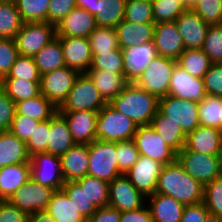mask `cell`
Returning <instances> with one entry per match:
<instances>
[{"label":"cell","instance_id":"6da1fadb","mask_svg":"<svg viewBox=\"0 0 222 222\" xmlns=\"http://www.w3.org/2000/svg\"><path fill=\"white\" fill-rule=\"evenodd\" d=\"M156 193L171 196L185 206L204 200V186L185 172L177 160L163 166Z\"/></svg>","mask_w":222,"mask_h":222},{"label":"cell","instance_id":"7a4b0ae2","mask_svg":"<svg viewBox=\"0 0 222 222\" xmlns=\"http://www.w3.org/2000/svg\"><path fill=\"white\" fill-rule=\"evenodd\" d=\"M109 104L141 126L151 124L158 112L159 98L141 89L135 83H129Z\"/></svg>","mask_w":222,"mask_h":222},{"label":"cell","instance_id":"3957f363","mask_svg":"<svg viewBox=\"0 0 222 222\" xmlns=\"http://www.w3.org/2000/svg\"><path fill=\"white\" fill-rule=\"evenodd\" d=\"M138 125L107 103L96 120V139L105 142H121L134 138Z\"/></svg>","mask_w":222,"mask_h":222},{"label":"cell","instance_id":"277c9868","mask_svg":"<svg viewBox=\"0 0 222 222\" xmlns=\"http://www.w3.org/2000/svg\"><path fill=\"white\" fill-rule=\"evenodd\" d=\"M107 102L103 99L87 73L79 74L67 98L58 107V112L95 111L99 112Z\"/></svg>","mask_w":222,"mask_h":222},{"label":"cell","instance_id":"5b68a950","mask_svg":"<svg viewBox=\"0 0 222 222\" xmlns=\"http://www.w3.org/2000/svg\"><path fill=\"white\" fill-rule=\"evenodd\" d=\"M176 160L185 172L203 186L220 177L222 155H206L184 147L177 153Z\"/></svg>","mask_w":222,"mask_h":222},{"label":"cell","instance_id":"8992f818","mask_svg":"<svg viewBox=\"0 0 222 222\" xmlns=\"http://www.w3.org/2000/svg\"><path fill=\"white\" fill-rule=\"evenodd\" d=\"M89 146L88 175L108 183L121 176L118 169L116 142L94 140Z\"/></svg>","mask_w":222,"mask_h":222},{"label":"cell","instance_id":"52a82bcc","mask_svg":"<svg viewBox=\"0 0 222 222\" xmlns=\"http://www.w3.org/2000/svg\"><path fill=\"white\" fill-rule=\"evenodd\" d=\"M175 64V59L157 55L135 84L158 98L165 97L168 95Z\"/></svg>","mask_w":222,"mask_h":222},{"label":"cell","instance_id":"ba28073f","mask_svg":"<svg viewBox=\"0 0 222 222\" xmlns=\"http://www.w3.org/2000/svg\"><path fill=\"white\" fill-rule=\"evenodd\" d=\"M56 25L48 22L24 23L15 42L21 56L34 57L45 45L56 38Z\"/></svg>","mask_w":222,"mask_h":222},{"label":"cell","instance_id":"9c48e42d","mask_svg":"<svg viewBox=\"0 0 222 222\" xmlns=\"http://www.w3.org/2000/svg\"><path fill=\"white\" fill-rule=\"evenodd\" d=\"M133 140L140 155L158 161L164 166L176 161L177 153L165 144L150 124L138 126Z\"/></svg>","mask_w":222,"mask_h":222},{"label":"cell","instance_id":"30bf717a","mask_svg":"<svg viewBox=\"0 0 222 222\" xmlns=\"http://www.w3.org/2000/svg\"><path fill=\"white\" fill-rule=\"evenodd\" d=\"M158 110L169 120L179 124L186 135L200 125L198 102L167 95L159 98Z\"/></svg>","mask_w":222,"mask_h":222},{"label":"cell","instance_id":"8fae6325","mask_svg":"<svg viewBox=\"0 0 222 222\" xmlns=\"http://www.w3.org/2000/svg\"><path fill=\"white\" fill-rule=\"evenodd\" d=\"M55 191V189L43 186L30 178L7 201L30 215L46 210Z\"/></svg>","mask_w":222,"mask_h":222},{"label":"cell","instance_id":"7c38bea8","mask_svg":"<svg viewBox=\"0 0 222 222\" xmlns=\"http://www.w3.org/2000/svg\"><path fill=\"white\" fill-rule=\"evenodd\" d=\"M79 74L65 66L41 75L40 92L58 108L67 98Z\"/></svg>","mask_w":222,"mask_h":222},{"label":"cell","instance_id":"4fadbf2b","mask_svg":"<svg viewBox=\"0 0 222 222\" xmlns=\"http://www.w3.org/2000/svg\"><path fill=\"white\" fill-rule=\"evenodd\" d=\"M31 179L43 186L60 190L65 181L62 174L60 156L47 152L30 157Z\"/></svg>","mask_w":222,"mask_h":222},{"label":"cell","instance_id":"5bb4252c","mask_svg":"<svg viewBox=\"0 0 222 222\" xmlns=\"http://www.w3.org/2000/svg\"><path fill=\"white\" fill-rule=\"evenodd\" d=\"M146 205V196L138 191L125 175L109 182L108 206L120 212L141 209Z\"/></svg>","mask_w":222,"mask_h":222},{"label":"cell","instance_id":"9a60e30c","mask_svg":"<svg viewBox=\"0 0 222 222\" xmlns=\"http://www.w3.org/2000/svg\"><path fill=\"white\" fill-rule=\"evenodd\" d=\"M163 166L158 161L140 155L125 176L138 191L148 197L156 193L158 178Z\"/></svg>","mask_w":222,"mask_h":222},{"label":"cell","instance_id":"2e32d148","mask_svg":"<svg viewBox=\"0 0 222 222\" xmlns=\"http://www.w3.org/2000/svg\"><path fill=\"white\" fill-rule=\"evenodd\" d=\"M122 55L123 75L129 83H135L158 53L152 41L122 49Z\"/></svg>","mask_w":222,"mask_h":222},{"label":"cell","instance_id":"e0dca14e","mask_svg":"<svg viewBox=\"0 0 222 222\" xmlns=\"http://www.w3.org/2000/svg\"><path fill=\"white\" fill-rule=\"evenodd\" d=\"M63 51L65 65L77 72L86 73L92 63V51L88 38L57 37Z\"/></svg>","mask_w":222,"mask_h":222},{"label":"cell","instance_id":"ac0fdd59","mask_svg":"<svg viewBox=\"0 0 222 222\" xmlns=\"http://www.w3.org/2000/svg\"><path fill=\"white\" fill-rule=\"evenodd\" d=\"M168 95L188 101L200 102L206 96L204 81L201 78L191 76L175 64Z\"/></svg>","mask_w":222,"mask_h":222},{"label":"cell","instance_id":"d6986e66","mask_svg":"<svg viewBox=\"0 0 222 222\" xmlns=\"http://www.w3.org/2000/svg\"><path fill=\"white\" fill-rule=\"evenodd\" d=\"M175 24L182 36L185 49H201L209 24L204 22L193 9H186Z\"/></svg>","mask_w":222,"mask_h":222},{"label":"cell","instance_id":"ffe728a7","mask_svg":"<svg viewBox=\"0 0 222 222\" xmlns=\"http://www.w3.org/2000/svg\"><path fill=\"white\" fill-rule=\"evenodd\" d=\"M97 28L94 15L83 8L75 7L56 25V37H83Z\"/></svg>","mask_w":222,"mask_h":222},{"label":"cell","instance_id":"44dd1931","mask_svg":"<svg viewBox=\"0 0 222 222\" xmlns=\"http://www.w3.org/2000/svg\"><path fill=\"white\" fill-rule=\"evenodd\" d=\"M154 46L158 55L177 59L185 50L182 36L175 21L155 24Z\"/></svg>","mask_w":222,"mask_h":222},{"label":"cell","instance_id":"7402d4cb","mask_svg":"<svg viewBox=\"0 0 222 222\" xmlns=\"http://www.w3.org/2000/svg\"><path fill=\"white\" fill-rule=\"evenodd\" d=\"M67 121L72 139L78 144H90L96 140V120L98 112L95 111H69L59 112Z\"/></svg>","mask_w":222,"mask_h":222},{"label":"cell","instance_id":"603a6c76","mask_svg":"<svg viewBox=\"0 0 222 222\" xmlns=\"http://www.w3.org/2000/svg\"><path fill=\"white\" fill-rule=\"evenodd\" d=\"M62 174L65 182L76 181L88 175L89 146L75 143L60 156Z\"/></svg>","mask_w":222,"mask_h":222},{"label":"cell","instance_id":"cb8c5ba5","mask_svg":"<svg viewBox=\"0 0 222 222\" xmlns=\"http://www.w3.org/2000/svg\"><path fill=\"white\" fill-rule=\"evenodd\" d=\"M184 147L206 155H222V135L214 127L198 126L186 135Z\"/></svg>","mask_w":222,"mask_h":222},{"label":"cell","instance_id":"d4e9b609","mask_svg":"<svg viewBox=\"0 0 222 222\" xmlns=\"http://www.w3.org/2000/svg\"><path fill=\"white\" fill-rule=\"evenodd\" d=\"M153 222H180L185 205L171 196L154 193L146 197Z\"/></svg>","mask_w":222,"mask_h":222},{"label":"cell","instance_id":"484cf974","mask_svg":"<svg viewBox=\"0 0 222 222\" xmlns=\"http://www.w3.org/2000/svg\"><path fill=\"white\" fill-rule=\"evenodd\" d=\"M118 44L121 49L152 42L155 23H133L122 20L116 27Z\"/></svg>","mask_w":222,"mask_h":222},{"label":"cell","instance_id":"4316f807","mask_svg":"<svg viewBox=\"0 0 222 222\" xmlns=\"http://www.w3.org/2000/svg\"><path fill=\"white\" fill-rule=\"evenodd\" d=\"M31 178L30 163H18L0 168V201L8 198Z\"/></svg>","mask_w":222,"mask_h":222},{"label":"cell","instance_id":"83f0119b","mask_svg":"<svg viewBox=\"0 0 222 222\" xmlns=\"http://www.w3.org/2000/svg\"><path fill=\"white\" fill-rule=\"evenodd\" d=\"M26 142L10 131H0V168L18 163H29Z\"/></svg>","mask_w":222,"mask_h":222},{"label":"cell","instance_id":"f1b7e54d","mask_svg":"<svg viewBox=\"0 0 222 222\" xmlns=\"http://www.w3.org/2000/svg\"><path fill=\"white\" fill-rule=\"evenodd\" d=\"M74 144L75 142L72 139L67 121L59 112H57L50 119V134L47 153L62 156Z\"/></svg>","mask_w":222,"mask_h":222},{"label":"cell","instance_id":"f546056e","mask_svg":"<svg viewBox=\"0 0 222 222\" xmlns=\"http://www.w3.org/2000/svg\"><path fill=\"white\" fill-rule=\"evenodd\" d=\"M86 73L94 82L95 87L107 103H110L114 98H116L129 84L124 75L111 73L107 70H88Z\"/></svg>","mask_w":222,"mask_h":222},{"label":"cell","instance_id":"4dcf8cb0","mask_svg":"<svg viewBox=\"0 0 222 222\" xmlns=\"http://www.w3.org/2000/svg\"><path fill=\"white\" fill-rule=\"evenodd\" d=\"M154 130L161 136L166 145L179 153L185 145L186 134L181 126L176 124L159 110L153 117L151 124Z\"/></svg>","mask_w":222,"mask_h":222},{"label":"cell","instance_id":"1f68e13d","mask_svg":"<svg viewBox=\"0 0 222 222\" xmlns=\"http://www.w3.org/2000/svg\"><path fill=\"white\" fill-rule=\"evenodd\" d=\"M15 105V115H24L39 121L51 119L58 112V108L43 94L27 100L18 101Z\"/></svg>","mask_w":222,"mask_h":222},{"label":"cell","instance_id":"d6a6232c","mask_svg":"<svg viewBox=\"0 0 222 222\" xmlns=\"http://www.w3.org/2000/svg\"><path fill=\"white\" fill-rule=\"evenodd\" d=\"M46 211L55 222H87L62 189L54 192Z\"/></svg>","mask_w":222,"mask_h":222},{"label":"cell","instance_id":"836d02e7","mask_svg":"<svg viewBox=\"0 0 222 222\" xmlns=\"http://www.w3.org/2000/svg\"><path fill=\"white\" fill-rule=\"evenodd\" d=\"M126 0H97L95 21L97 27L115 28L123 19Z\"/></svg>","mask_w":222,"mask_h":222},{"label":"cell","instance_id":"e575fe53","mask_svg":"<svg viewBox=\"0 0 222 222\" xmlns=\"http://www.w3.org/2000/svg\"><path fill=\"white\" fill-rule=\"evenodd\" d=\"M33 59L41 75L66 66L60 40L57 37L45 45Z\"/></svg>","mask_w":222,"mask_h":222},{"label":"cell","instance_id":"d590c367","mask_svg":"<svg viewBox=\"0 0 222 222\" xmlns=\"http://www.w3.org/2000/svg\"><path fill=\"white\" fill-rule=\"evenodd\" d=\"M176 64L191 76L203 79L212 62L202 49H185Z\"/></svg>","mask_w":222,"mask_h":222},{"label":"cell","instance_id":"8d00e7d4","mask_svg":"<svg viewBox=\"0 0 222 222\" xmlns=\"http://www.w3.org/2000/svg\"><path fill=\"white\" fill-rule=\"evenodd\" d=\"M23 24L15 3L0 1V38L15 39Z\"/></svg>","mask_w":222,"mask_h":222},{"label":"cell","instance_id":"74e56055","mask_svg":"<svg viewBox=\"0 0 222 222\" xmlns=\"http://www.w3.org/2000/svg\"><path fill=\"white\" fill-rule=\"evenodd\" d=\"M0 85L7 96L13 101H23L41 94L40 82H32L17 78H4Z\"/></svg>","mask_w":222,"mask_h":222},{"label":"cell","instance_id":"f35d334b","mask_svg":"<svg viewBox=\"0 0 222 222\" xmlns=\"http://www.w3.org/2000/svg\"><path fill=\"white\" fill-rule=\"evenodd\" d=\"M88 197V199L96 206L103 208L109 204V183L102 179L86 175L76 180Z\"/></svg>","mask_w":222,"mask_h":222},{"label":"cell","instance_id":"ab89813d","mask_svg":"<svg viewBox=\"0 0 222 222\" xmlns=\"http://www.w3.org/2000/svg\"><path fill=\"white\" fill-rule=\"evenodd\" d=\"M198 107L200 126L218 128L222 123V97L206 94Z\"/></svg>","mask_w":222,"mask_h":222},{"label":"cell","instance_id":"60d3db41","mask_svg":"<svg viewBox=\"0 0 222 222\" xmlns=\"http://www.w3.org/2000/svg\"><path fill=\"white\" fill-rule=\"evenodd\" d=\"M61 189L73 203L77 212L87 221L96 212V206L88 199L85 190L76 181L65 182Z\"/></svg>","mask_w":222,"mask_h":222},{"label":"cell","instance_id":"b9f144b4","mask_svg":"<svg viewBox=\"0 0 222 222\" xmlns=\"http://www.w3.org/2000/svg\"><path fill=\"white\" fill-rule=\"evenodd\" d=\"M24 23L48 22V5L50 0H15Z\"/></svg>","mask_w":222,"mask_h":222},{"label":"cell","instance_id":"7bdbcfd3","mask_svg":"<svg viewBox=\"0 0 222 222\" xmlns=\"http://www.w3.org/2000/svg\"><path fill=\"white\" fill-rule=\"evenodd\" d=\"M92 63L89 70L110 71L123 75V55L119 48L110 52H92Z\"/></svg>","mask_w":222,"mask_h":222},{"label":"cell","instance_id":"ee69618b","mask_svg":"<svg viewBox=\"0 0 222 222\" xmlns=\"http://www.w3.org/2000/svg\"><path fill=\"white\" fill-rule=\"evenodd\" d=\"M88 41L92 52H110L120 48L115 28L97 27Z\"/></svg>","mask_w":222,"mask_h":222},{"label":"cell","instance_id":"f6af8a7d","mask_svg":"<svg viewBox=\"0 0 222 222\" xmlns=\"http://www.w3.org/2000/svg\"><path fill=\"white\" fill-rule=\"evenodd\" d=\"M154 23L175 21L185 10L180 0H153Z\"/></svg>","mask_w":222,"mask_h":222},{"label":"cell","instance_id":"bcb514c9","mask_svg":"<svg viewBox=\"0 0 222 222\" xmlns=\"http://www.w3.org/2000/svg\"><path fill=\"white\" fill-rule=\"evenodd\" d=\"M5 78H17L32 82H40L41 74L33 57L19 55Z\"/></svg>","mask_w":222,"mask_h":222},{"label":"cell","instance_id":"7dc6e473","mask_svg":"<svg viewBox=\"0 0 222 222\" xmlns=\"http://www.w3.org/2000/svg\"><path fill=\"white\" fill-rule=\"evenodd\" d=\"M201 49L212 63H222V24L209 25Z\"/></svg>","mask_w":222,"mask_h":222},{"label":"cell","instance_id":"c3c4849f","mask_svg":"<svg viewBox=\"0 0 222 222\" xmlns=\"http://www.w3.org/2000/svg\"><path fill=\"white\" fill-rule=\"evenodd\" d=\"M124 20L133 23H154L151 2L126 0Z\"/></svg>","mask_w":222,"mask_h":222},{"label":"cell","instance_id":"681fc988","mask_svg":"<svg viewBox=\"0 0 222 222\" xmlns=\"http://www.w3.org/2000/svg\"><path fill=\"white\" fill-rule=\"evenodd\" d=\"M118 169L125 175L137 162L140 154L133 139L116 142Z\"/></svg>","mask_w":222,"mask_h":222},{"label":"cell","instance_id":"f907efd6","mask_svg":"<svg viewBox=\"0 0 222 222\" xmlns=\"http://www.w3.org/2000/svg\"><path fill=\"white\" fill-rule=\"evenodd\" d=\"M208 212L222 218V178H216L204 186V200Z\"/></svg>","mask_w":222,"mask_h":222},{"label":"cell","instance_id":"816d5d0a","mask_svg":"<svg viewBox=\"0 0 222 222\" xmlns=\"http://www.w3.org/2000/svg\"><path fill=\"white\" fill-rule=\"evenodd\" d=\"M49 134L50 119L40 121L30 139L26 142L27 151L30 157L37 153L47 152Z\"/></svg>","mask_w":222,"mask_h":222},{"label":"cell","instance_id":"f5cc1de1","mask_svg":"<svg viewBox=\"0 0 222 222\" xmlns=\"http://www.w3.org/2000/svg\"><path fill=\"white\" fill-rule=\"evenodd\" d=\"M193 10L209 25L222 23V0H199Z\"/></svg>","mask_w":222,"mask_h":222},{"label":"cell","instance_id":"db71d44e","mask_svg":"<svg viewBox=\"0 0 222 222\" xmlns=\"http://www.w3.org/2000/svg\"><path fill=\"white\" fill-rule=\"evenodd\" d=\"M18 56L15 39L0 38V82L8 75Z\"/></svg>","mask_w":222,"mask_h":222},{"label":"cell","instance_id":"11a10c76","mask_svg":"<svg viewBox=\"0 0 222 222\" xmlns=\"http://www.w3.org/2000/svg\"><path fill=\"white\" fill-rule=\"evenodd\" d=\"M39 123V120L24 115H15L9 131L22 141L27 142Z\"/></svg>","mask_w":222,"mask_h":222},{"label":"cell","instance_id":"9f6ffc18","mask_svg":"<svg viewBox=\"0 0 222 222\" xmlns=\"http://www.w3.org/2000/svg\"><path fill=\"white\" fill-rule=\"evenodd\" d=\"M203 81L206 94L222 97V63H212Z\"/></svg>","mask_w":222,"mask_h":222},{"label":"cell","instance_id":"6f0895ef","mask_svg":"<svg viewBox=\"0 0 222 222\" xmlns=\"http://www.w3.org/2000/svg\"><path fill=\"white\" fill-rule=\"evenodd\" d=\"M16 114V105L0 85V131H9Z\"/></svg>","mask_w":222,"mask_h":222},{"label":"cell","instance_id":"680465c9","mask_svg":"<svg viewBox=\"0 0 222 222\" xmlns=\"http://www.w3.org/2000/svg\"><path fill=\"white\" fill-rule=\"evenodd\" d=\"M75 7H77L76 0H50L48 23L57 25Z\"/></svg>","mask_w":222,"mask_h":222},{"label":"cell","instance_id":"91938a15","mask_svg":"<svg viewBox=\"0 0 222 222\" xmlns=\"http://www.w3.org/2000/svg\"><path fill=\"white\" fill-rule=\"evenodd\" d=\"M29 215L8 201H0V222H28Z\"/></svg>","mask_w":222,"mask_h":222},{"label":"cell","instance_id":"94428289","mask_svg":"<svg viewBox=\"0 0 222 222\" xmlns=\"http://www.w3.org/2000/svg\"><path fill=\"white\" fill-rule=\"evenodd\" d=\"M204 202L185 206L180 222H204L209 215Z\"/></svg>","mask_w":222,"mask_h":222},{"label":"cell","instance_id":"6125c7cd","mask_svg":"<svg viewBox=\"0 0 222 222\" xmlns=\"http://www.w3.org/2000/svg\"><path fill=\"white\" fill-rule=\"evenodd\" d=\"M121 212L110 206L97 208L87 222H120Z\"/></svg>","mask_w":222,"mask_h":222},{"label":"cell","instance_id":"be15d7a7","mask_svg":"<svg viewBox=\"0 0 222 222\" xmlns=\"http://www.w3.org/2000/svg\"><path fill=\"white\" fill-rule=\"evenodd\" d=\"M120 222H153L150 209L147 205L141 209L121 212Z\"/></svg>","mask_w":222,"mask_h":222},{"label":"cell","instance_id":"e7e4bbea","mask_svg":"<svg viewBox=\"0 0 222 222\" xmlns=\"http://www.w3.org/2000/svg\"><path fill=\"white\" fill-rule=\"evenodd\" d=\"M28 222H55V221L46 210H43L30 214L28 217Z\"/></svg>","mask_w":222,"mask_h":222},{"label":"cell","instance_id":"03108f58","mask_svg":"<svg viewBox=\"0 0 222 222\" xmlns=\"http://www.w3.org/2000/svg\"><path fill=\"white\" fill-rule=\"evenodd\" d=\"M96 2L97 0H76L77 7L85 9L92 15H95Z\"/></svg>","mask_w":222,"mask_h":222},{"label":"cell","instance_id":"003e7915","mask_svg":"<svg viewBox=\"0 0 222 222\" xmlns=\"http://www.w3.org/2000/svg\"><path fill=\"white\" fill-rule=\"evenodd\" d=\"M199 0H182V4L186 9H193Z\"/></svg>","mask_w":222,"mask_h":222},{"label":"cell","instance_id":"a7ac6f4b","mask_svg":"<svg viewBox=\"0 0 222 222\" xmlns=\"http://www.w3.org/2000/svg\"><path fill=\"white\" fill-rule=\"evenodd\" d=\"M204 222H222V218L216 217L215 215L209 214Z\"/></svg>","mask_w":222,"mask_h":222},{"label":"cell","instance_id":"89a4df30","mask_svg":"<svg viewBox=\"0 0 222 222\" xmlns=\"http://www.w3.org/2000/svg\"><path fill=\"white\" fill-rule=\"evenodd\" d=\"M217 129L221 132L222 135V123H219V127Z\"/></svg>","mask_w":222,"mask_h":222},{"label":"cell","instance_id":"2644e50d","mask_svg":"<svg viewBox=\"0 0 222 222\" xmlns=\"http://www.w3.org/2000/svg\"><path fill=\"white\" fill-rule=\"evenodd\" d=\"M0 1H9V2H15V0H0Z\"/></svg>","mask_w":222,"mask_h":222},{"label":"cell","instance_id":"8c879c8a","mask_svg":"<svg viewBox=\"0 0 222 222\" xmlns=\"http://www.w3.org/2000/svg\"><path fill=\"white\" fill-rule=\"evenodd\" d=\"M142 1H145V2H152L153 0H142Z\"/></svg>","mask_w":222,"mask_h":222},{"label":"cell","instance_id":"753ad0ef","mask_svg":"<svg viewBox=\"0 0 222 222\" xmlns=\"http://www.w3.org/2000/svg\"><path fill=\"white\" fill-rule=\"evenodd\" d=\"M220 178H222V166H221V173H220Z\"/></svg>","mask_w":222,"mask_h":222}]
</instances>
